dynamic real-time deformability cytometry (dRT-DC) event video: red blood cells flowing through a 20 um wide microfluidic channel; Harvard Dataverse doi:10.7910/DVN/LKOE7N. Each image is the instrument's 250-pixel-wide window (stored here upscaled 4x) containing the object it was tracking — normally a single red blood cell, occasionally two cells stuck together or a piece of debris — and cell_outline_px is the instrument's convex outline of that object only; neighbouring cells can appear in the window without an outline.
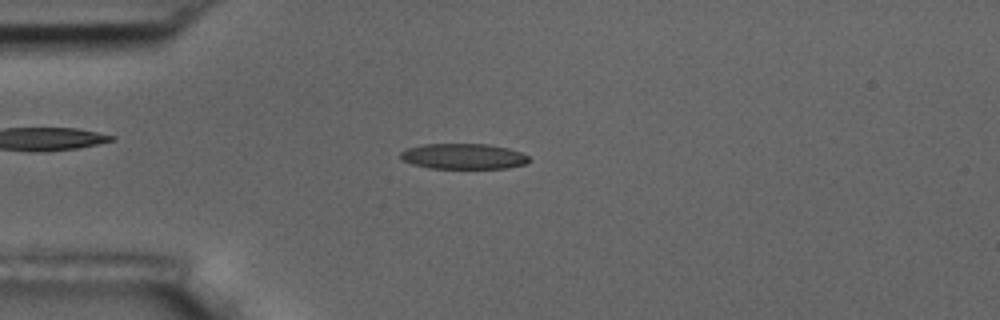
{"species": "common noctule bat (a hibernating species)", "species_latin": "Nyctalus noctula", "temperature_condition": "room temperature", "stored_images_in_passage": 9, "camera_frame_rate_fps": 3000, "um_per_image_px": 0.085, "animal": {"sex": "male", "body_mass_g": 17.5, "forearm_length_mm": 52.3}, "frame": {"image": 1, "passage_image": 4, "time_ms": 4.333, "image_size_px": [1000, 320], "cell_outline_px": [[532, 160], [524, 164], [508, 168], [428, 168], [412, 164], [400, 160], [400, 152], [408, 148], [424, 144], [488, 144], [508, 148], [520, 152], [528, 156]], "centroid_in_image_um": [39.38, 13.29], "position_along_channel_um": 45.6, "area_um2": 19.19}}
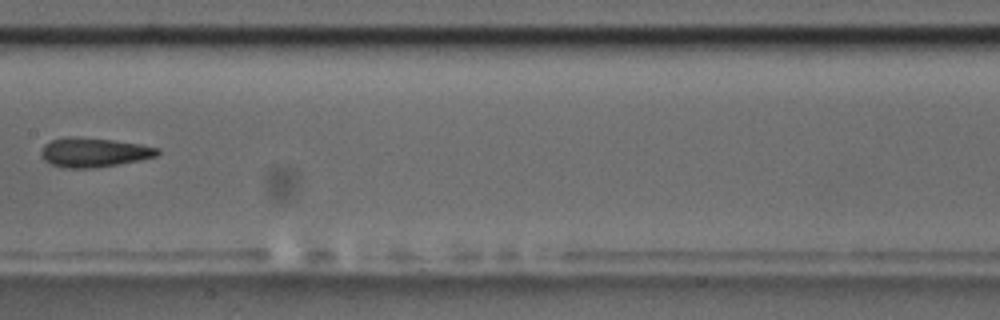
{"frame": {"image": 2, "passage_image": 8, "time_ms": 9.0, "image_size_px": [1000, 320], "cell_outline_px": [[160, 152], [156, 156], [140, 160], [92, 168], [64, 168], [52, 164], [44, 160], [40, 156], [40, 152], [44, 144], [52, 140], [68, 136], [80, 136], [112, 140], [140, 144], [160, 148]], "centroid_in_image_um": [7.95, 12.94], "position_along_channel_um": 199.5, "area_um2": 19.94}}
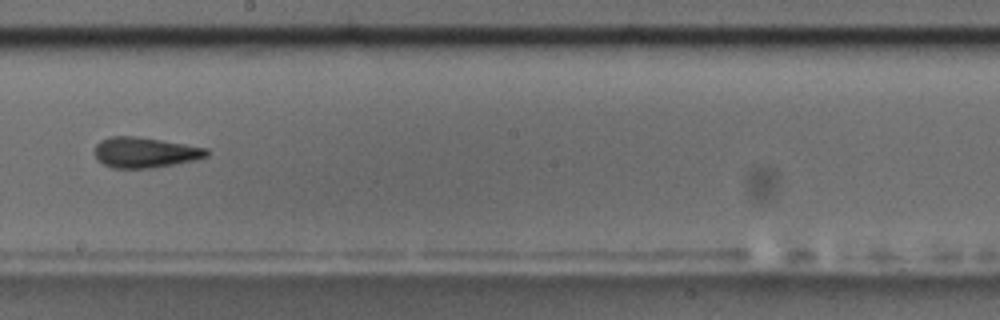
{"frame": {"image": 3, "passage_image": 9, "time_ms": 10.0, "image_size_px": [1000, 320], "cell_outline_px": [[208, 156], [192, 160], [152, 168], [112, 168], [96, 160], [96, 144], [100, 140], [108, 136], [136, 136], [208, 148]], "centroid_in_image_um": [12.28, 12.95], "position_along_channel_um": 235.9, "area_um2": 19.71}}